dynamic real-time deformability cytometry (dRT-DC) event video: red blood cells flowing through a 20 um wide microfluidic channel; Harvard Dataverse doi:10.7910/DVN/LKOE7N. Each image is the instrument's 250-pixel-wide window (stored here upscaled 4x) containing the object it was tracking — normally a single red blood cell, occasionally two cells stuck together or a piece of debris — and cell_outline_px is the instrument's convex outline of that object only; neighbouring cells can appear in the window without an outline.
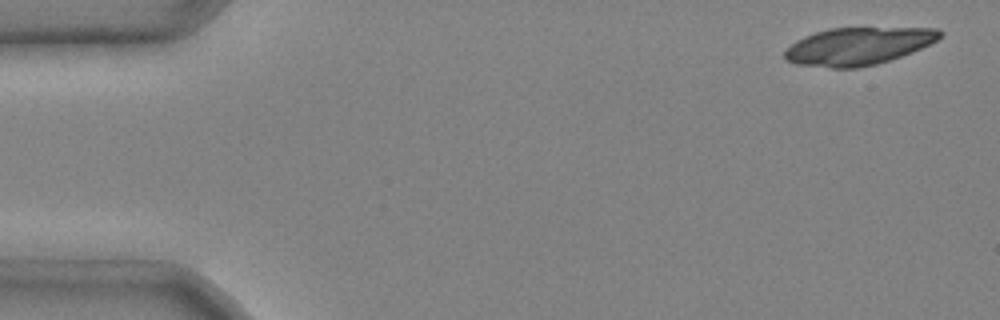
{"species": "common noctule bat (a hibernating species)", "species_latin": "Nyctalus noctula", "temperature_condition": "cold", "stored_images_in_passage": 4, "camera_frame_rate_fps": 3000, "um_per_image_px": 0.085, "animal": {"sex": "male", "body_mass_g": 20.4}, "frame": {"image": 1, "passage_image": 1, "time_ms": 0.0, "image_size_px": [1000, 320], "cell_outline_px": [[944, 32], [936, 40], [912, 52], [876, 64], [856, 68], [832, 68], [796, 64], [788, 60], [784, 56], [784, 52], [796, 40], [804, 36], [828, 28], [936, 28]], "centroid_in_image_um": [72.92, 3.92], "position_along_channel_um": 12.1, "area_um2": 33.58}}